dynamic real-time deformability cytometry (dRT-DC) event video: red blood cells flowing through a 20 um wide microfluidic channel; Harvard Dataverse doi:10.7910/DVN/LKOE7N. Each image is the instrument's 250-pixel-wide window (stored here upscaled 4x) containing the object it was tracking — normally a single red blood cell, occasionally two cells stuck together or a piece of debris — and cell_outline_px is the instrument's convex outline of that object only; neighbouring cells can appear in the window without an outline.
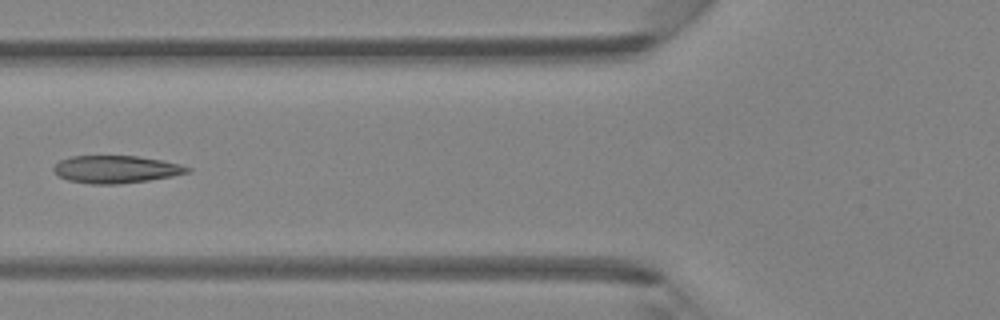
{"species": "Egyptian fruit bat (a non-hibernating species)", "species_latin": "Rousettus aegyptiacus", "temperature_condition": "room temperature", "stored_images_in_passage": 6, "camera_frame_rate_fps": 3000, "um_per_image_px": 0.085, "animal": {"sex": "female"}, "frame": {"image": 1, "passage_image": 6, "time_ms": 5.667, "image_size_px": [1000, 320], "cell_outline_px": [[192, 172], [172, 176], [148, 180], [120, 184], [88, 184], [68, 180], [60, 176], [52, 168], [60, 160], [72, 156], [136, 156], [164, 160], [180, 164], [192, 168]], "centroid_in_image_um": [9.9, 14.39], "position_along_channel_um": 115.9, "area_um2": 21.5}}